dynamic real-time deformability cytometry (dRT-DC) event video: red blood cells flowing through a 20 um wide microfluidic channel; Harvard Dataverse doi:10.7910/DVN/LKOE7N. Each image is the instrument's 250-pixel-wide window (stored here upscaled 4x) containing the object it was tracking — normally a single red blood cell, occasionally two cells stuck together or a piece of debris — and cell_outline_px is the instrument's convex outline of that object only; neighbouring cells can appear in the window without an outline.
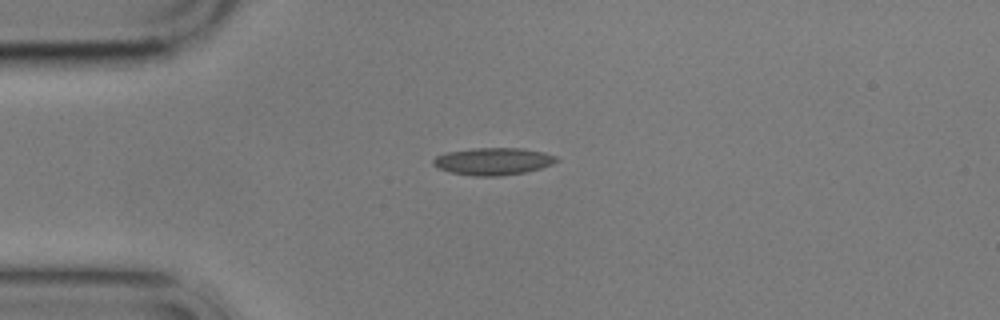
{"species": "common noctule bat (a hibernating species)", "species_latin": "Nyctalus noctula", "temperature_condition": "cold", "stored_images_in_passage": 4, "camera_frame_rate_fps": 3000, "um_per_image_px": 0.085, "animal": {"sex": "male", "body_mass_g": 17.9}, "frame": {"image": 1, "passage_image": 1, "time_ms": 0.0, "image_size_px": [1000, 320], "cell_outline_px": [[560, 160], [552, 164], [540, 168], [524, 172], [500, 176], [472, 176], [448, 172], [432, 164], [432, 160], [436, 156], [444, 152], [472, 148], [524, 148], [544, 152], [556, 156]], "centroid_in_image_um": [41.9, 13.7], "position_along_channel_um": 43.1, "area_um2": 19.77}}
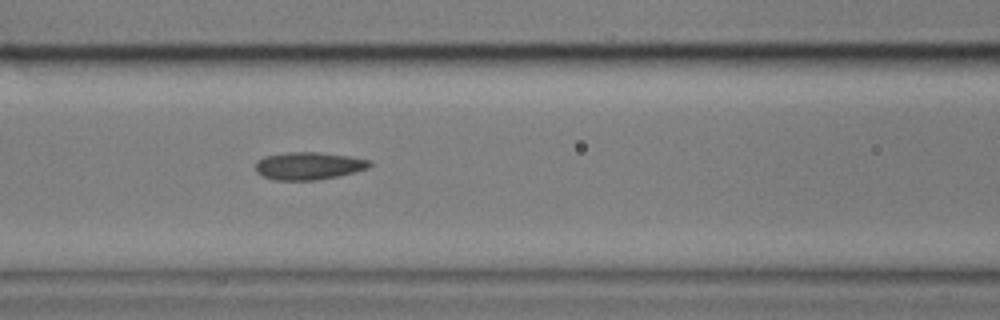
{"frame": {"image": 2, "passage_image": 4, "time_ms": 3.333, "image_size_px": [1000, 320], "cell_outline_px": [[372, 164], [368, 168], [340, 176], [316, 180], [272, 180], [256, 172], [256, 160], [264, 156], [288, 152], [320, 152], [352, 156], [372, 160]], "centroid_in_image_um": [26.26, 14.09], "position_along_channel_um": 140.3, "area_um2": 18.61}}